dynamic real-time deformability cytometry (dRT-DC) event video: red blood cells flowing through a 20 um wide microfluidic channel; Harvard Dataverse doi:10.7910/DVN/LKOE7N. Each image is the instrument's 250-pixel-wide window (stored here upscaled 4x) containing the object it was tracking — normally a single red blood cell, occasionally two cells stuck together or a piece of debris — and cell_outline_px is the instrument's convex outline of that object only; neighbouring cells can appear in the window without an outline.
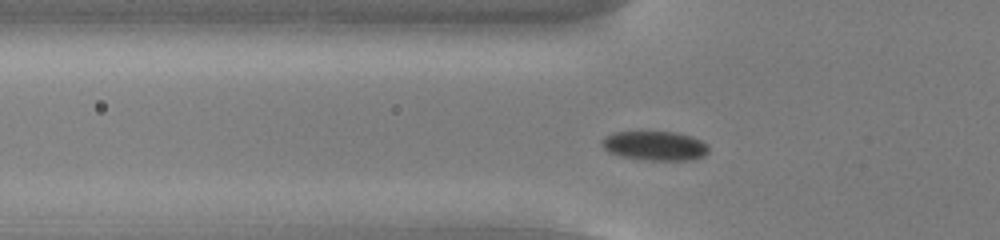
{"species": "common noctule bat (a hibernating species)", "species_latin": "Nyctalus noctula", "temperature_condition": "cold", "stored_images_in_passage": 48, "segment_of_instrument_passage": [1, 2], "camera_frame_rate_fps": 3000, "um_per_image_px": 0.085, "animal": {"sex": "male", "body_mass_g": 13.0, "forearm_length_mm": 53.1}, "frame": {"image": 1, "passage_image": 11, "time_ms": 3.333, "image_size_px": [1000, 240], "cell_outline_px": [[708, 152], [704, 156], [692, 160], [648, 160], [620, 156], [608, 152], [600, 144], [600, 140], [604, 136], [612, 132], [676, 132], [692, 136], [704, 140], [708, 144]], "centroid_in_image_um": [55.67, 12.38], "position_along_channel_um": 70.1, "area_um2": 18.55}}
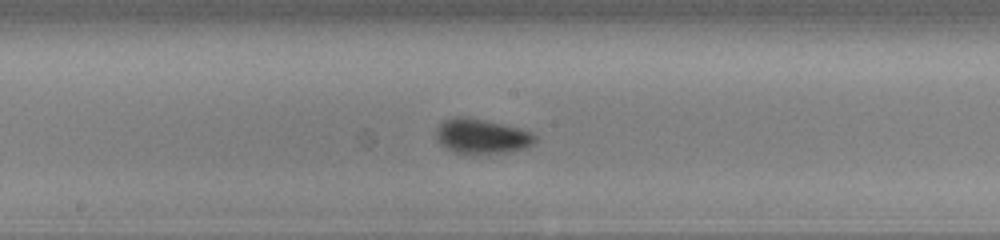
{"frame": {"image": 2, "passage_image": 22, "time_ms": 7.0, "image_size_px": [1000, 240], "cell_outline_px": [[536, 140], [532, 144], [524, 148], [508, 152], [452, 152], [440, 144], [436, 140], [436, 128], [444, 120], [456, 116], [464, 116], [504, 124], [520, 128], [532, 132], [536, 136]], "centroid_in_image_um": [40.93, 11.55], "position_along_channel_um": 207.3, "area_um2": 19.83}}
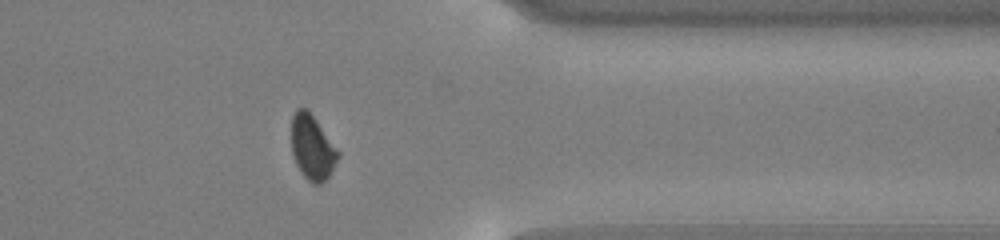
{"frame": {"image": 3, "passage_image": 37, "time_ms": 12.0, "image_size_px": [1000, 240], "cell_outline_px": [[340, 156], [328, 176], [320, 184], [312, 184], [300, 172], [292, 156], [292, 116], [296, 108], [304, 108], [316, 120], [340, 152]], "centroid_in_image_um": [26.53, 12.55], "position_along_channel_um": 384.9, "area_um2": 17.4}}